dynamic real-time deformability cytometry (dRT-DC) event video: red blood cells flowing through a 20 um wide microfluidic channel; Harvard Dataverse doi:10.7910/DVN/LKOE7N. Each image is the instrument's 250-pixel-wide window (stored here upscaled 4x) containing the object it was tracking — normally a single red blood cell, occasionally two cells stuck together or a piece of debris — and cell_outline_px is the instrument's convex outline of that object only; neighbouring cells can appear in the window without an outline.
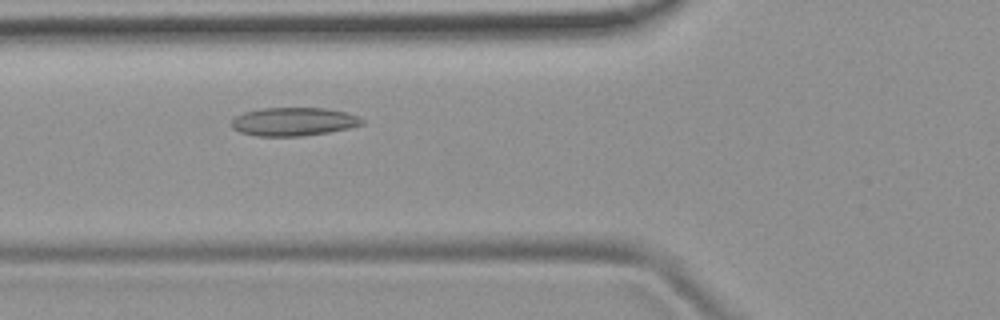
{"species": "common noctule bat (a hibernating species)", "species_latin": "Nyctalus noctula", "temperature_condition": "room temperature", "stored_images_in_passage": 8, "camera_frame_rate_fps": 3000, "um_per_image_px": 0.085, "animal": {"sex": "female", "body_mass_g": 19.9}, "frame": {"image": 1, "passage_image": 4, "time_ms": 3.333, "image_size_px": [1000, 320], "cell_outline_px": [[364, 124], [348, 128], [328, 132], [300, 136], [256, 136], [240, 132], [232, 128], [232, 120], [236, 116], [244, 112], [260, 108], [328, 108], [348, 112], [364, 120]], "centroid_in_image_um": [24.96, 10.33], "position_along_channel_um": 100.8, "area_um2": 21.62}}
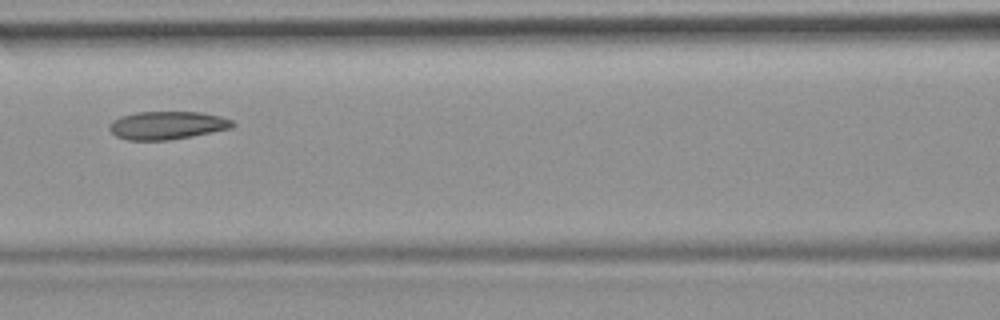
{"frame": {"image": 2, "passage_image": 5, "time_ms": 4.667, "image_size_px": [1000, 320], "cell_outline_px": [[236, 124], [232, 128], [192, 136], [168, 140], [128, 140], [116, 136], [108, 128], [108, 124], [112, 120], [120, 116], [136, 112], [200, 112], [220, 116], [232, 120]], "centroid_in_image_um": [14.19, 10.65], "position_along_channel_um": 152.4, "area_um2": 20.23}}
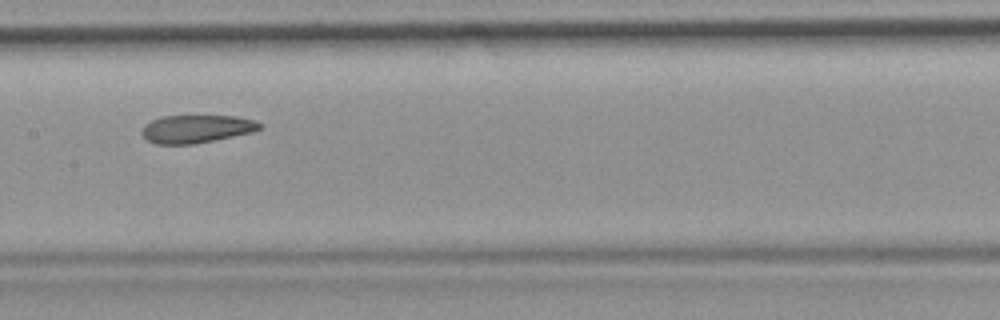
{"frame": {"image": 3, "passage_image": 6, "time_ms": 5.667, "image_size_px": [1000, 320], "cell_outline_px": [[264, 128], [252, 132], [192, 144], [156, 144], [148, 140], [140, 132], [144, 124], [160, 116], [236, 116], [252, 120], [264, 124]], "centroid_in_image_um": [16.69, 10.94], "position_along_channel_um": 190.7, "area_um2": 19.13}}